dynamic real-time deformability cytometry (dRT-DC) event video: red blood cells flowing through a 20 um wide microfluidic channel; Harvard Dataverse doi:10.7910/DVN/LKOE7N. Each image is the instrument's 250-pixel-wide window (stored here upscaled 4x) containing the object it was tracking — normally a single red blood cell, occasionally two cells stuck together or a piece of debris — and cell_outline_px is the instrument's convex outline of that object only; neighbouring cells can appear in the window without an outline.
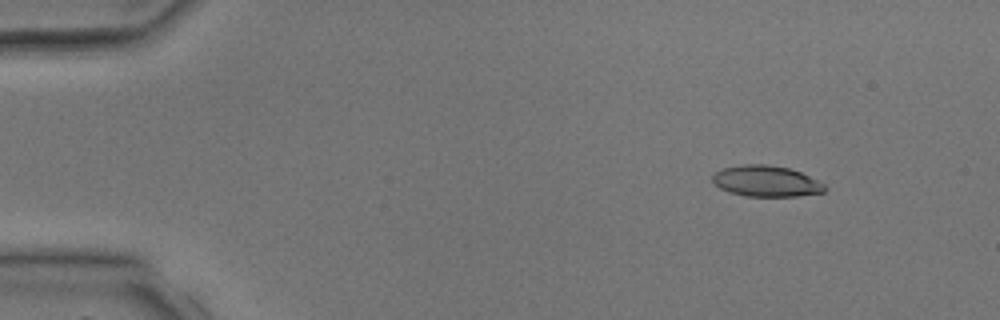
{"species": "common noctule bat (a hibernating species)", "species_latin": "Nyctalus noctula", "temperature_condition": "room temperature", "stored_images_in_passage": 4, "camera_frame_rate_fps": 3000, "um_per_image_px": 0.085, "animal": {"sex": "male", "body_mass_g": 17.9, "forearm_length_mm": 54.2}, "frame": {"image": 1, "passage_image": 2, "time_ms": 1.333, "image_size_px": [1000, 320], "cell_outline_px": [[828, 188], [824, 192], [796, 196], [744, 196], [728, 192], [720, 188], [712, 180], [712, 176], [716, 172], [724, 168], [744, 164], [768, 164], [788, 168], [800, 172], [824, 184]], "centroid_in_image_um": [65.12, 15.4], "position_along_channel_um": 19.9, "area_um2": 20.17}}
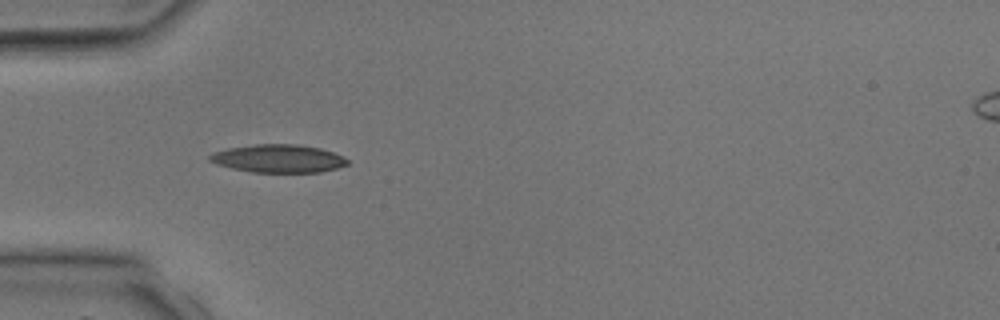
{"frame": {"image": 2, "passage_image": 4, "time_ms": 4.0, "image_size_px": [1000, 320], "cell_outline_px": [[348, 164], [336, 168], [320, 172], [252, 172], [232, 168], [216, 164], [208, 160], [208, 156], [212, 152], [228, 148], [256, 144], [296, 144], [320, 148], [344, 156], [348, 160]], "centroid_in_image_um": [23.64, 13.47], "position_along_channel_um": 61.4, "area_um2": 22.48}}